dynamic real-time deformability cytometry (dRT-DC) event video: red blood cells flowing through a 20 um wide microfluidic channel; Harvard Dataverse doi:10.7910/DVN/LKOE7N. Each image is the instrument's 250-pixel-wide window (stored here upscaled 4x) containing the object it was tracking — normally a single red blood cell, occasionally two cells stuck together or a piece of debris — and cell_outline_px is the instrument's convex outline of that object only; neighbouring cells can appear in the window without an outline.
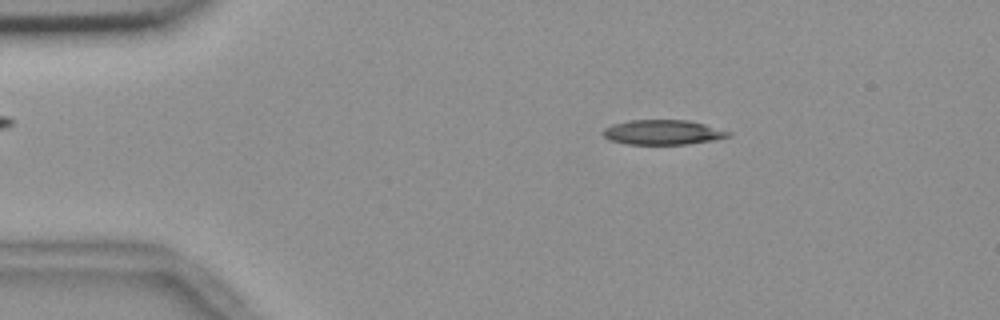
{"species": "common noctule bat (a hibernating species)", "species_latin": "Nyctalus noctula", "temperature_condition": "room temperature", "stored_images_in_passage": 54, "camera_frame_rate_fps": 3000, "um_per_image_px": 0.085, "animal": {"sex": "female", "body_mass_g": 18.4}, "frame": {"image": 1, "passage_image": 9, "time_ms": 2.667, "image_size_px": [1000, 320], "cell_outline_px": [[732, 132], [728, 136], [712, 140], [688, 144], [628, 144], [612, 140], [604, 136], [600, 132], [604, 128], [612, 124], [628, 120], [688, 120], [704, 124]], "centroid_in_image_um": [56.3, 11.23], "position_along_channel_um": 28.7, "area_um2": 17.98}}
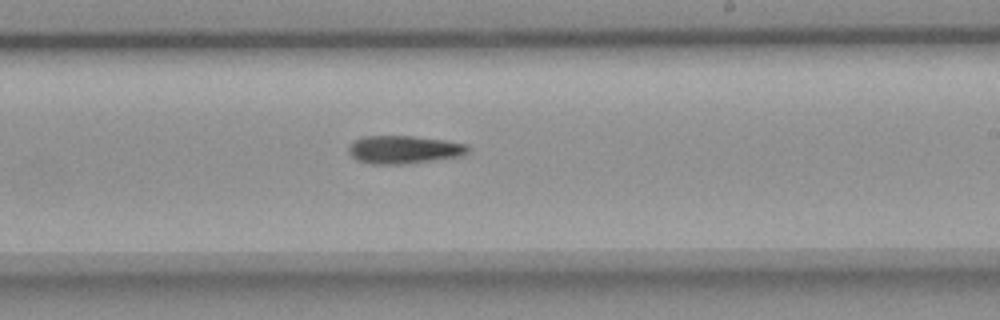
{"frame": {"image": 2, "passage_image": 32, "time_ms": 10.333, "image_size_px": [1000, 320], "cell_outline_px": [[472, 148], [468, 152], [460, 156], [404, 164], [368, 164], [356, 160], [348, 152], [348, 148], [352, 140], [364, 136], [412, 136], [444, 140], [468, 144]], "centroid_in_image_um": [34.31, 12.71], "position_along_channel_um": 254.7, "area_um2": 19.65}}
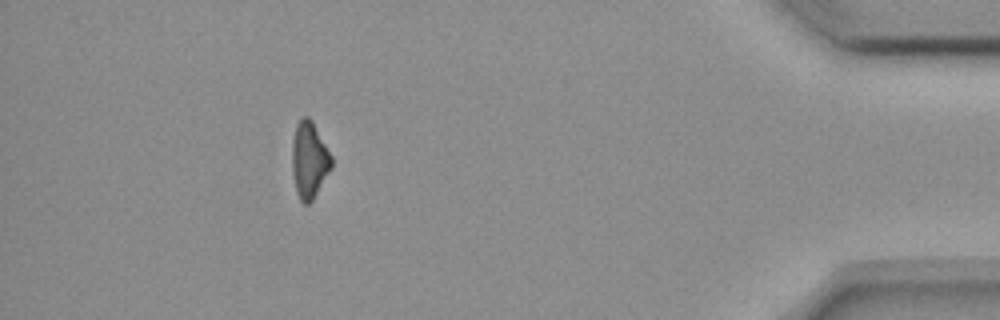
{"frame": {"image": 3, "passage_image": 49, "time_ms": 16.0, "image_size_px": [1000, 320], "cell_outline_px": [[332, 168], [312, 200], [308, 204], [304, 204], [300, 200], [296, 192], [292, 172], [292, 140], [296, 124], [304, 116], [308, 116], [312, 120], [332, 156]], "centroid_in_image_um": [26.28, 13.59], "position_along_channel_um": 408.9, "area_um2": 17.63}}